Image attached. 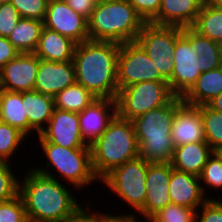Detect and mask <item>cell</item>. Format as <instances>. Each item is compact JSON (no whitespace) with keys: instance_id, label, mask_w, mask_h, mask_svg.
<instances>
[{"instance_id":"1","label":"cell","mask_w":222,"mask_h":222,"mask_svg":"<svg viewBox=\"0 0 222 222\" xmlns=\"http://www.w3.org/2000/svg\"><path fill=\"white\" fill-rule=\"evenodd\" d=\"M19 181L27 218L32 222H67L83 208L63 181L37 172L30 167Z\"/></svg>"},{"instance_id":"2","label":"cell","mask_w":222,"mask_h":222,"mask_svg":"<svg viewBox=\"0 0 222 222\" xmlns=\"http://www.w3.org/2000/svg\"><path fill=\"white\" fill-rule=\"evenodd\" d=\"M120 43L87 40L76 44L73 63L76 82L96 98L116 100L117 59Z\"/></svg>"},{"instance_id":"3","label":"cell","mask_w":222,"mask_h":222,"mask_svg":"<svg viewBox=\"0 0 222 222\" xmlns=\"http://www.w3.org/2000/svg\"><path fill=\"white\" fill-rule=\"evenodd\" d=\"M183 103L182 97L175 96L168 104L131 120L139 144V157L150 163L171 162L175 148L171 126L176 110Z\"/></svg>"},{"instance_id":"4","label":"cell","mask_w":222,"mask_h":222,"mask_svg":"<svg viewBox=\"0 0 222 222\" xmlns=\"http://www.w3.org/2000/svg\"><path fill=\"white\" fill-rule=\"evenodd\" d=\"M89 146L98 183L114 168L139 157V144L132 122L118 115Z\"/></svg>"},{"instance_id":"5","label":"cell","mask_w":222,"mask_h":222,"mask_svg":"<svg viewBox=\"0 0 222 222\" xmlns=\"http://www.w3.org/2000/svg\"><path fill=\"white\" fill-rule=\"evenodd\" d=\"M88 21L89 40L134 42L145 22L127 0L96 4Z\"/></svg>"},{"instance_id":"6","label":"cell","mask_w":222,"mask_h":222,"mask_svg":"<svg viewBox=\"0 0 222 222\" xmlns=\"http://www.w3.org/2000/svg\"><path fill=\"white\" fill-rule=\"evenodd\" d=\"M42 153L47 158L45 167L34 168L37 172L58 179L52 172V167L73 188H82L97 182L99 179L94 174L91 161L90 148H66L50 142H39ZM57 177V178H56Z\"/></svg>"},{"instance_id":"7","label":"cell","mask_w":222,"mask_h":222,"mask_svg":"<svg viewBox=\"0 0 222 222\" xmlns=\"http://www.w3.org/2000/svg\"><path fill=\"white\" fill-rule=\"evenodd\" d=\"M175 95L168 81H145L119 89L116 97L117 115L133 120L144 113L168 104Z\"/></svg>"},{"instance_id":"8","label":"cell","mask_w":222,"mask_h":222,"mask_svg":"<svg viewBox=\"0 0 222 222\" xmlns=\"http://www.w3.org/2000/svg\"><path fill=\"white\" fill-rule=\"evenodd\" d=\"M150 162L138 157L114 168L100 182L137 213L146 200V175Z\"/></svg>"},{"instance_id":"9","label":"cell","mask_w":222,"mask_h":222,"mask_svg":"<svg viewBox=\"0 0 222 222\" xmlns=\"http://www.w3.org/2000/svg\"><path fill=\"white\" fill-rule=\"evenodd\" d=\"M182 28L145 23L136 38L161 75L169 81L173 73L172 58L175 52L176 38Z\"/></svg>"},{"instance_id":"10","label":"cell","mask_w":222,"mask_h":222,"mask_svg":"<svg viewBox=\"0 0 222 222\" xmlns=\"http://www.w3.org/2000/svg\"><path fill=\"white\" fill-rule=\"evenodd\" d=\"M145 81L167 80L136 41L121 43L117 59L118 89Z\"/></svg>"},{"instance_id":"11","label":"cell","mask_w":222,"mask_h":222,"mask_svg":"<svg viewBox=\"0 0 222 222\" xmlns=\"http://www.w3.org/2000/svg\"><path fill=\"white\" fill-rule=\"evenodd\" d=\"M172 62L173 73L168 84L175 96L183 97L200 76L201 63L199 54L181 33L176 38Z\"/></svg>"},{"instance_id":"12","label":"cell","mask_w":222,"mask_h":222,"mask_svg":"<svg viewBox=\"0 0 222 222\" xmlns=\"http://www.w3.org/2000/svg\"><path fill=\"white\" fill-rule=\"evenodd\" d=\"M43 25L76 44L89 40L87 19L70 8L64 0L48 1Z\"/></svg>"},{"instance_id":"13","label":"cell","mask_w":222,"mask_h":222,"mask_svg":"<svg viewBox=\"0 0 222 222\" xmlns=\"http://www.w3.org/2000/svg\"><path fill=\"white\" fill-rule=\"evenodd\" d=\"M38 137L39 142H50L66 148H90L81 135L76 112L54 108L47 126Z\"/></svg>"},{"instance_id":"14","label":"cell","mask_w":222,"mask_h":222,"mask_svg":"<svg viewBox=\"0 0 222 222\" xmlns=\"http://www.w3.org/2000/svg\"><path fill=\"white\" fill-rule=\"evenodd\" d=\"M172 165L168 163H150L146 175V200L138 212L147 221L158 211L171 204L169 182Z\"/></svg>"},{"instance_id":"15","label":"cell","mask_w":222,"mask_h":222,"mask_svg":"<svg viewBox=\"0 0 222 222\" xmlns=\"http://www.w3.org/2000/svg\"><path fill=\"white\" fill-rule=\"evenodd\" d=\"M39 58L34 53H19L0 69L1 89L14 92L34 90Z\"/></svg>"},{"instance_id":"16","label":"cell","mask_w":222,"mask_h":222,"mask_svg":"<svg viewBox=\"0 0 222 222\" xmlns=\"http://www.w3.org/2000/svg\"><path fill=\"white\" fill-rule=\"evenodd\" d=\"M76 82L73 61L53 62L39 59L34 90L43 95L54 96Z\"/></svg>"},{"instance_id":"17","label":"cell","mask_w":222,"mask_h":222,"mask_svg":"<svg viewBox=\"0 0 222 222\" xmlns=\"http://www.w3.org/2000/svg\"><path fill=\"white\" fill-rule=\"evenodd\" d=\"M116 115L115 100L96 98L87 108L78 113L83 139L90 145L106 130Z\"/></svg>"},{"instance_id":"18","label":"cell","mask_w":222,"mask_h":222,"mask_svg":"<svg viewBox=\"0 0 222 222\" xmlns=\"http://www.w3.org/2000/svg\"><path fill=\"white\" fill-rule=\"evenodd\" d=\"M171 204L198 209L210 196L203 193L199 176L172 169L169 182Z\"/></svg>"},{"instance_id":"19","label":"cell","mask_w":222,"mask_h":222,"mask_svg":"<svg viewBox=\"0 0 222 222\" xmlns=\"http://www.w3.org/2000/svg\"><path fill=\"white\" fill-rule=\"evenodd\" d=\"M171 137L175 147L205 141L202 116L197 106L183 103L176 110Z\"/></svg>"},{"instance_id":"20","label":"cell","mask_w":222,"mask_h":222,"mask_svg":"<svg viewBox=\"0 0 222 222\" xmlns=\"http://www.w3.org/2000/svg\"><path fill=\"white\" fill-rule=\"evenodd\" d=\"M203 0H161L158 15L150 22L162 26L192 27Z\"/></svg>"},{"instance_id":"21","label":"cell","mask_w":222,"mask_h":222,"mask_svg":"<svg viewBox=\"0 0 222 222\" xmlns=\"http://www.w3.org/2000/svg\"><path fill=\"white\" fill-rule=\"evenodd\" d=\"M213 152L206 141L180 145L174 148L170 163L176 170L200 176Z\"/></svg>"},{"instance_id":"22","label":"cell","mask_w":222,"mask_h":222,"mask_svg":"<svg viewBox=\"0 0 222 222\" xmlns=\"http://www.w3.org/2000/svg\"><path fill=\"white\" fill-rule=\"evenodd\" d=\"M76 43L70 38L43 27L34 54L53 62L73 61Z\"/></svg>"},{"instance_id":"23","label":"cell","mask_w":222,"mask_h":222,"mask_svg":"<svg viewBox=\"0 0 222 222\" xmlns=\"http://www.w3.org/2000/svg\"><path fill=\"white\" fill-rule=\"evenodd\" d=\"M22 103H24L25 113L28 118V136L33 135V132L39 135L47 126L53 114L54 99L32 90L22 92Z\"/></svg>"},{"instance_id":"24","label":"cell","mask_w":222,"mask_h":222,"mask_svg":"<svg viewBox=\"0 0 222 222\" xmlns=\"http://www.w3.org/2000/svg\"><path fill=\"white\" fill-rule=\"evenodd\" d=\"M220 93H222V66L202 72L182 100L191 106L206 105Z\"/></svg>"},{"instance_id":"25","label":"cell","mask_w":222,"mask_h":222,"mask_svg":"<svg viewBox=\"0 0 222 222\" xmlns=\"http://www.w3.org/2000/svg\"><path fill=\"white\" fill-rule=\"evenodd\" d=\"M181 34L199 54L201 73L222 66V44L201 36L191 27L182 28Z\"/></svg>"},{"instance_id":"26","label":"cell","mask_w":222,"mask_h":222,"mask_svg":"<svg viewBox=\"0 0 222 222\" xmlns=\"http://www.w3.org/2000/svg\"><path fill=\"white\" fill-rule=\"evenodd\" d=\"M0 121L28 137V118L22 103V92L0 90Z\"/></svg>"},{"instance_id":"27","label":"cell","mask_w":222,"mask_h":222,"mask_svg":"<svg viewBox=\"0 0 222 222\" xmlns=\"http://www.w3.org/2000/svg\"><path fill=\"white\" fill-rule=\"evenodd\" d=\"M43 27V21L20 18L7 38L19 53H34Z\"/></svg>"},{"instance_id":"28","label":"cell","mask_w":222,"mask_h":222,"mask_svg":"<svg viewBox=\"0 0 222 222\" xmlns=\"http://www.w3.org/2000/svg\"><path fill=\"white\" fill-rule=\"evenodd\" d=\"M191 28L201 36L222 44V10L216 5L203 3Z\"/></svg>"},{"instance_id":"29","label":"cell","mask_w":222,"mask_h":222,"mask_svg":"<svg viewBox=\"0 0 222 222\" xmlns=\"http://www.w3.org/2000/svg\"><path fill=\"white\" fill-rule=\"evenodd\" d=\"M54 108L82 112L96 99L84 86L75 82L54 96Z\"/></svg>"},{"instance_id":"30","label":"cell","mask_w":222,"mask_h":222,"mask_svg":"<svg viewBox=\"0 0 222 222\" xmlns=\"http://www.w3.org/2000/svg\"><path fill=\"white\" fill-rule=\"evenodd\" d=\"M201 112L205 141L213 151L222 152V113L207 104L197 106Z\"/></svg>"},{"instance_id":"31","label":"cell","mask_w":222,"mask_h":222,"mask_svg":"<svg viewBox=\"0 0 222 222\" xmlns=\"http://www.w3.org/2000/svg\"><path fill=\"white\" fill-rule=\"evenodd\" d=\"M199 178L203 193L206 197V192L210 188H212V190H222V152L214 151L209 156ZM205 187H208L206 188L207 190Z\"/></svg>"},{"instance_id":"32","label":"cell","mask_w":222,"mask_h":222,"mask_svg":"<svg viewBox=\"0 0 222 222\" xmlns=\"http://www.w3.org/2000/svg\"><path fill=\"white\" fill-rule=\"evenodd\" d=\"M25 138L26 136L18 129L0 121V161L9 162L17 149H20L18 147L26 143Z\"/></svg>"},{"instance_id":"33","label":"cell","mask_w":222,"mask_h":222,"mask_svg":"<svg viewBox=\"0 0 222 222\" xmlns=\"http://www.w3.org/2000/svg\"><path fill=\"white\" fill-rule=\"evenodd\" d=\"M197 209L169 204L156 214L148 222H196Z\"/></svg>"},{"instance_id":"34","label":"cell","mask_w":222,"mask_h":222,"mask_svg":"<svg viewBox=\"0 0 222 222\" xmlns=\"http://www.w3.org/2000/svg\"><path fill=\"white\" fill-rule=\"evenodd\" d=\"M9 163L0 161V202L9 201L19 195L20 178L15 176Z\"/></svg>"},{"instance_id":"35","label":"cell","mask_w":222,"mask_h":222,"mask_svg":"<svg viewBox=\"0 0 222 222\" xmlns=\"http://www.w3.org/2000/svg\"><path fill=\"white\" fill-rule=\"evenodd\" d=\"M49 0H11L21 18L44 21Z\"/></svg>"},{"instance_id":"36","label":"cell","mask_w":222,"mask_h":222,"mask_svg":"<svg viewBox=\"0 0 222 222\" xmlns=\"http://www.w3.org/2000/svg\"><path fill=\"white\" fill-rule=\"evenodd\" d=\"M28 220L24 202L20 195L0 202V222H26Z\"/></svg>"},{"instance_id":"37","label":"cell","mask_w":222,"mask_h":222,"mask_svg":"<svg viewBox=\"0 0 222 222\" xmlns=\"http://www.w3.org/2000/svg\"><path fill=\"white\" fill-rule=\"evenodd\" d=\"M21 16L11 2L0 4V36L8 37Z\"/></svg>"},{"instance_id":"38","label":"cell","mask_w":222,"mask_h":222,"mask_svg":"<svg viewBox=\"0 0 222 222\" xmlns=\"http://www.w3.org/2000/svg\"><path fill=\"white\" fill-rule=\"evenodd\" d=\"M199 208L197 209L196 222H222V200L220 198L208 199Z\"/></svg>"},{"instance_id":"39","label":"cell","mask_w":222,"mask_h":222,"mask_svg":"<svg viewBox=\"0 0 222 222\" xmlns=\"http://www.w3.org/2000/svg\"><path fill=\"white\" fill-rule=\"evenodd\" d=\"M145 23H150L159 12L161 0H127Z\"/></svg>"},{"instance_id":"40","label":"cell","mask_w":222,"mask_h":222,"mask_svg":"<svg viewBox=\"0 0 222 222\" xmlns=\"http://www.w3.org/2000/svg\"><path fill=\"white\" fill-rule=\"evenodd\" d=\"M18 54L19 51L11 44L8 38L0 36V69Z\"/></svg>"},{"instance_id":"41","label":"cell","mask_w":222,"mask_h":222,"mask_svg":"<svg viewBox=\"0 0 222 222\" xmlns=\"http://www.w3.org/2000/svg\"><path fill=\"white\" fill-rule=\"evenodd\" d=\"M70 8L75 12L85 17L87 20L90 18L94 10L95 4L92 0H64Z\"/></svg>"},{"instance_id":"42","label":"cell","mask_w":222,"mask_h":222,"mask_svg":"<svg viewBox=\"0 0 222 222\" xmlns=\"http://www.w3.org/2000/svg\"><path fill=\"white\" fill-rule=\"evenodd\" d=\"M104 213L105 212H98V222H139L138 218L132 213H128V215L127 213H120L118 215Z\"/></svg>"},{"instance_id":"43","label":"cell","mask_w":222,"mask_h":222,"mask_svg":"<svg viewBox=\"0 0 222 222\" xmlns=\"http://www.w3.org/2000/svg\"><path fill=\"white\" fill-rule=\"evenodd\" d=\"M75 218L68 220L67 222H98V211L89 213L87 209L91 206H86Z\"/></svg>"},{"instance_id":"44","label":"cell","mask_w":222,"mask_h":222,"mask_svg":"<svg viewBox=\"0 0 222 222\" xmlns=\"http://www.w3.org/2000/svg\"><path fill=\"white\" fill-rule=\"evenodd\" d=\"M207 105L215 111L222 113V93L210 100Z\"/></svg>"},{"instance_id":"45","label":"cell","mask_w":222,"mask_h":222,"mask_svg":"<svg viewBox=\"0 0 222 222\" xmlns=\"http://www.w3.org/2000/svg\"><path fill=\"white\" fill-rule=\"evenodd\" d=\"M204 3L217 5L222 0H203Z\"/></svg>"},{"instance_id":"46","label":"cell","mask_w":222,"mask_h":222,"mask_svg":"<svg viewBox=\"0 0 222 222\" xmlns=\"http://www.w3.org/2000/svg\"><path fill=\"white\" fill-rule=\"evenodd\" d=\"M107 1H111V0H92V2L96 5V4H101Z\"/></svg>"},{"instance_id":"47","label":"cell","mask_w":222,"mask_h":222,"mask_svg":"<svg viewBox=\"0 0 222 222\" xmlns=\"http://www.w3.org/2000/svg\"><path fill=\"white\" fill-rule=\"evenodd\" d=\"M11 2V0H0V4Z\"/></svg>"},{"instance_id":"48","label":"cell","mask_w":222,"mask_h":222,"mask_svg":"<svg viewBox=\"0 0 222 222\" xmlns=\"http://www.w3.org/2000/svg\"><path fill=\"white\" fill-rule=\"evenodd\" d=\"M216 6L222 10V1H220Z\"/></svg>"}]
</instances>
